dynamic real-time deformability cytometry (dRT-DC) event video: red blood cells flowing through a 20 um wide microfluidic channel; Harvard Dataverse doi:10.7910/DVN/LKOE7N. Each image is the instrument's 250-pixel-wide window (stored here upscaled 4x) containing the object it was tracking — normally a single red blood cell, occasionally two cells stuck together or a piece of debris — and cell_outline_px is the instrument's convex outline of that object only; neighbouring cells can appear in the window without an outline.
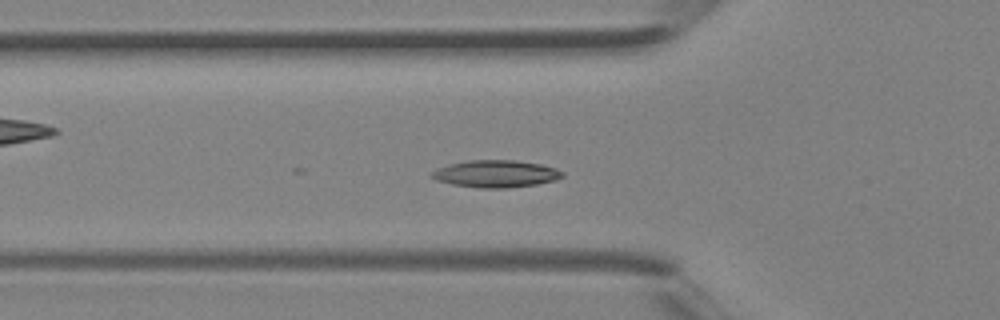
{"species": "Egyptian fruit bat (a non-hibernating species)", "species_latin": "Rousettus aegyptiacus", "temperature_condition": "room temperature", "stored_images_in_passage": 21, "camera_frame_rate_fps": 3000, "um_per_image_px": 0.085, "animal": {"sex": "female"}, "frame": {"image": 1, "passage_image": 12, "time_ms": 3.667, "image_size_px": [1000, 320], "cell_outline_px": [[564, 176], [556, 180], [536, 184], [508, 188], [480, 188], [452, 184], [436, 180], [428, 176], [436, 168], [448, 164], [468, 160], [516, 160], [540, 164], [556, 168], [564, 172]], "centroid_in_image_um": [42.13, 14.77], "position_along_channel_um": 83.7, "area_um2": 20.87}}
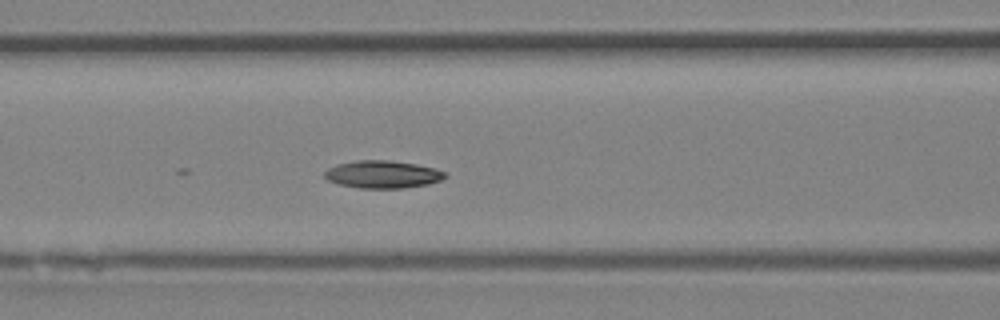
{"frame": {"image": 2, "passage_image": 15, "time_ms": 4.667, "image_size_px": [1000, 320], "cell_outline_px": [[448, 176], [440, 180], [428, 184], [404, 188], [360, 188], [340, 184], [328, 180], [324, 176], [324, 172], [328, 168], [336, 164], [356, 160], [388, 160], [416, 164], [436, 168], [448, 172]], "centroid_in_image_um": [32.55, 14.81], "position_along_channel_um": 134.0, "area_um2": 19.48}}